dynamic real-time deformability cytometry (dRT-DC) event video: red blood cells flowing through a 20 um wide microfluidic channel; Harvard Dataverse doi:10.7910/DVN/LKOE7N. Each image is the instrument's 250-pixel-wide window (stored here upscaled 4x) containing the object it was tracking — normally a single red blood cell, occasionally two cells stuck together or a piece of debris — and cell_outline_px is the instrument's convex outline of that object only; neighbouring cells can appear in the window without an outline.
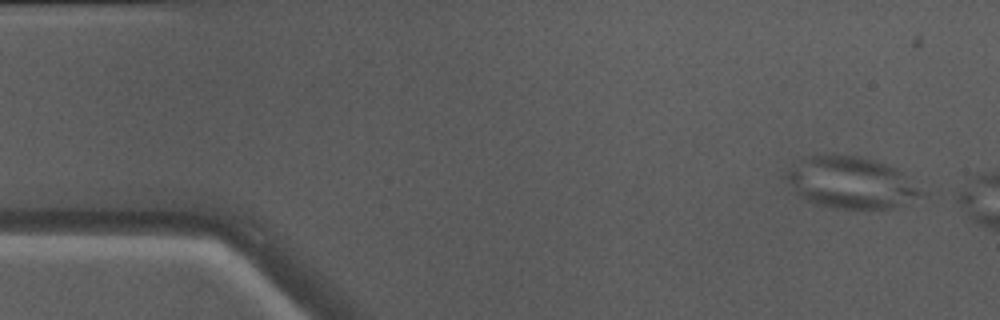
{"species": "Egyptian fruit bat (a non-hibernating species)", "species_latin": "Rousettus aegyptiacus", "temperature_condition": "warm", "stored_images_in_passage": 6, "camera_frame_rate_fps": 3000, "um_per_image_px": 0.085, "animal": {"sex": "male"}, "frame": {"image": 1, "passage_image": 1, "time_ms": 0.0, "image_size_px": [1000, 320], "cell_outline_px": [[928, 196], [896, 208], [832, 208], [812, 204], [800, 196], [796, 192], [788, 180], [788, 172], [800, 160], [808, 156], [828, 152], [856, 156], [872, 160], [896, 168], [904, 172], [928, 192]], "centroid_in_image_um": [72.47, 15.53], "position_along_channel_um": 12.5, "area_um2": 41.33}}